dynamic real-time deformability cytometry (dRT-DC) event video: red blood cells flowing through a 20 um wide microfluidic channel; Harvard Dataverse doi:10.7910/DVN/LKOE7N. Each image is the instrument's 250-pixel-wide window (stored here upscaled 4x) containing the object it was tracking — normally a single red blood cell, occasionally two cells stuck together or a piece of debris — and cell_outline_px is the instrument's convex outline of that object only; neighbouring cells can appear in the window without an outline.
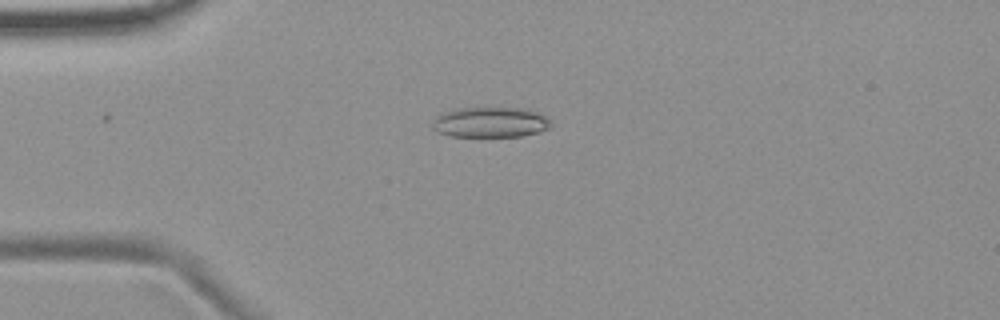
{"species": "common noctule bat (a hibernating species)", "species_latin": "Nyctalus noctula", "temperature_condition": "room temperature", "stored_images_in_passage": 6, "camera_frame_rate_fps": 3000, "um_per_image_px": 0.085, "animal": {"sex": "female", "body_mass_g": 19.9}, "frame": {"image": 1, "passage_image": 6, "time_ms": 7.0, "image_size_px": [1000, 320], "cell_outline_px": [[552, 128], [540, 132], [520, 136], [448, 136], [436, 132], [432, 128], [432, 124], [436, 116], [444, 112], [456, 108], [528, 108], [540, 112], [548, 116], [552, 124]], "centroid_in_image_um": [41.74, 10.39], "position_along_channel_um": 43.3, "area_um2": 21.39}}